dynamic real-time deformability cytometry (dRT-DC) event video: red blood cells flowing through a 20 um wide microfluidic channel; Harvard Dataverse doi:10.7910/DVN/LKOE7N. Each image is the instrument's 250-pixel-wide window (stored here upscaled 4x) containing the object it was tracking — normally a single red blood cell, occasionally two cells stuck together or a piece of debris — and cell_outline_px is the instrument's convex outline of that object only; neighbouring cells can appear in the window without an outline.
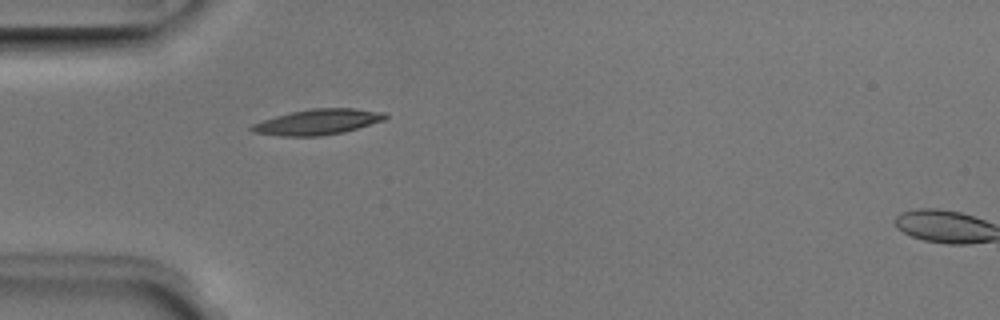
{"species": "Egyptian fruit bat (a non-hibernating species)", "species_latin": "Rousettus aegyptiacus", "temperature_condition": "room temperature", "stored_images_in_passage": 37, "camera_frame_rate_fps": 3000, "um_per_image_px": 0.085, "animal": {"sex": "male"}, "frame": {"image": 1, "passage_image": 1, "time_ms": 0.0, "image_size_px": [1000, 320], "cell_outline_px": [[388, 116], [384, 120], [344, 132], [320, 136], [276, 136], [252, 132], [248, 128], [252, 124], [276, 116], [292, 112], [312, 108], [352, 108], [384, 112]], "centroid_in_image_um": [26.98, 10.37], "position_along_channel_um": 58.0, "area_um2": 19.83}}
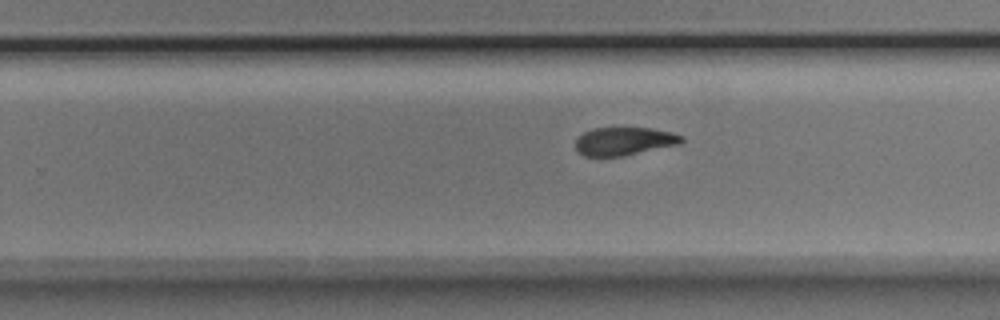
{"frame": {"image": 2, "passage_image": 18, "time_ms": 5.667, "image_size_px": [1000, 320], "cell_outline_px": [[684, 140], [680, 144], [624, 156], [584, 156], [576, 148], [576, 140], [584, 132], [592, 128], [652, 128], [672, 132], [684, 136]], "centroid_in_image_um": [53.1, 12.0], "position_along_channel_um": 276.7, "area_um2": 17.4}}
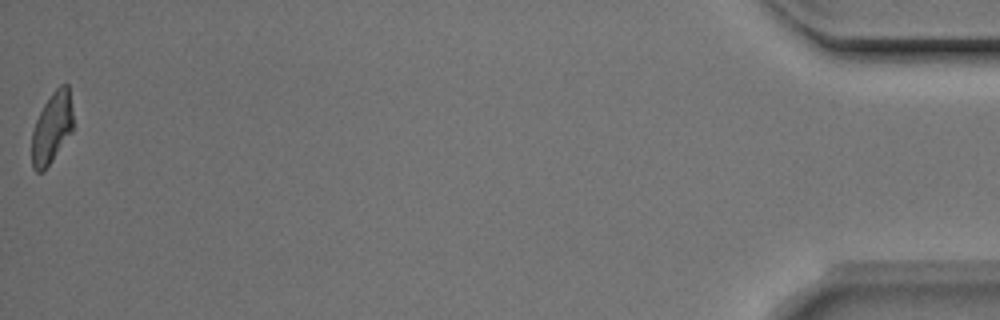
{"frame": {"image": 3, "passage_image": 37, "time_ms": 12.0, "image_size_px": [1000, 320], "cell_outline_px": [[72, 132], [44, 172], [36, 172], [32, 168], [32, 132], [36, 120], [44, 104], [52, 92], [60, 84], [68, 84], [72, 108]], "centroid_in_image_um": [4.4, 10.88], "position_along_channel_um": 430.8, "area_um2": 17.11}, "authors_computed_cell_mechanics": {"area_um2": 18.5538, "velocity_mm_per_s": 3.9498, "shape_relaxation_time_tau1_ms": 3.7559, "shape_relaxation_time_tau2_ms": 3.7036, "deformation_change_tau1": 0.1592, "deformation_change_tau2": 0.0826}}